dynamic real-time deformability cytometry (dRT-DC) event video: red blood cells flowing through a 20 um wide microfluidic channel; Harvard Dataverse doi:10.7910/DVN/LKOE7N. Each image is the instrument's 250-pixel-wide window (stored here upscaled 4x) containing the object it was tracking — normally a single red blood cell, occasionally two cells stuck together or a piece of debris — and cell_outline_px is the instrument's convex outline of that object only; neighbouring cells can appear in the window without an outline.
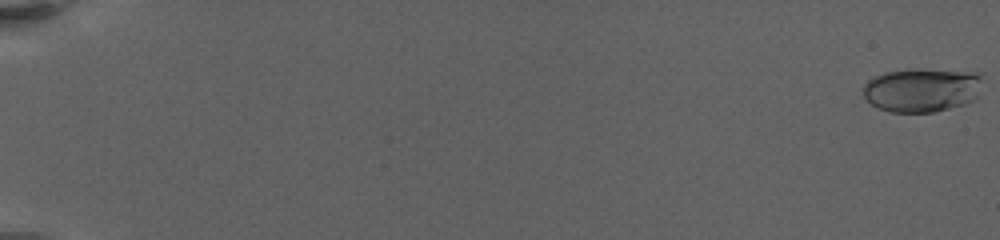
{"species": "human", "species_latin": "Homo sapiens", "temperature_condition": "warm", "stored_images_in_passage": 10, "camera_frame_rate_fps": 3000, "um_per_image_px": 0.085, "donor": {"sex": "female"}, "frame": {"image": 1, "passage_image": 1, "time_ms": 0.0, "image_size_px": [1000, 240], "cell_outline_px": [[980, 80], [976, 96], [972, 100], [964, 104], [932, 112], [892, 112], [880, 108], [872, 104], [864, 96], [864, 84], [868, 80], [884, 72], [908, 68], [980, 72]], "centroid_in_image_um": [78.33, 7.62], "position_along_channel_um": 6.7, "area_um2": 30.35}}
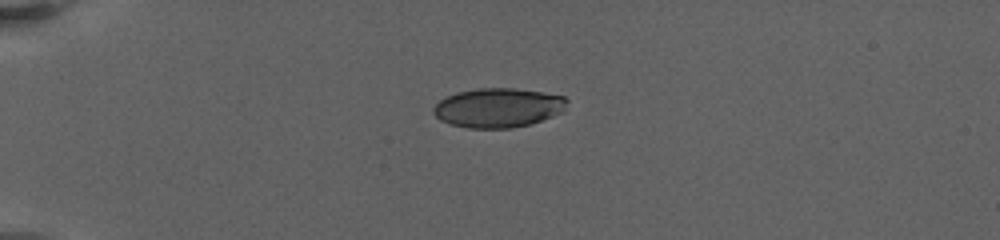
{"frame": {"image": 2, "passage_image": 7, "time_ms": 6.333, "image_size_px": [1000, 240], "cell_outline_px": [[568, 100], [564, 112], [528, 124], [512, 128], [468, 128], [452, 124], [440, 120], [432, 112], [432, 108], [440, 100], [456, 92], [476, 88], [512, 88], [540, 92], [564, 96]], "centroid_in_image_um": [42.33, 9.15], "position_along_channel_um": 42.7, "area_um2": 30.52}}
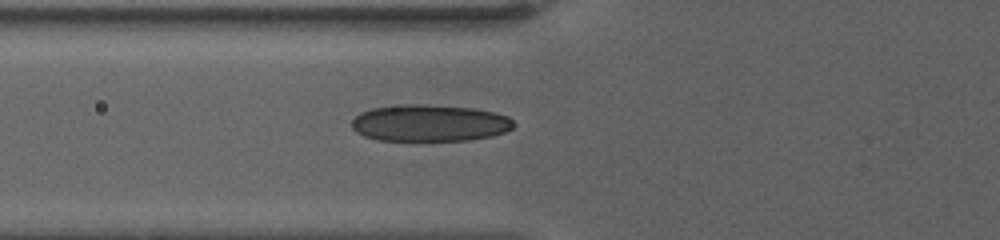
{"frame": {"image": 3, "passage_image": 10, "time_ms": 9.333, "image_size_px": [1000, 240], "cell_outline_px": [[516, 124], [512, 128], [504, 132], [492, 136], [472, 140], [376, 140], [364, 136], [356, 132], [352, 128], [352, 120], [360, 112], [372, 108], [404, 104], [424, 104], [472, 108], [492, 112], [508, 116]], "centroid_in_image_um": [36.51, 10.46], "position_along_channel_um": 89.3, "area_um2": 34.74}}